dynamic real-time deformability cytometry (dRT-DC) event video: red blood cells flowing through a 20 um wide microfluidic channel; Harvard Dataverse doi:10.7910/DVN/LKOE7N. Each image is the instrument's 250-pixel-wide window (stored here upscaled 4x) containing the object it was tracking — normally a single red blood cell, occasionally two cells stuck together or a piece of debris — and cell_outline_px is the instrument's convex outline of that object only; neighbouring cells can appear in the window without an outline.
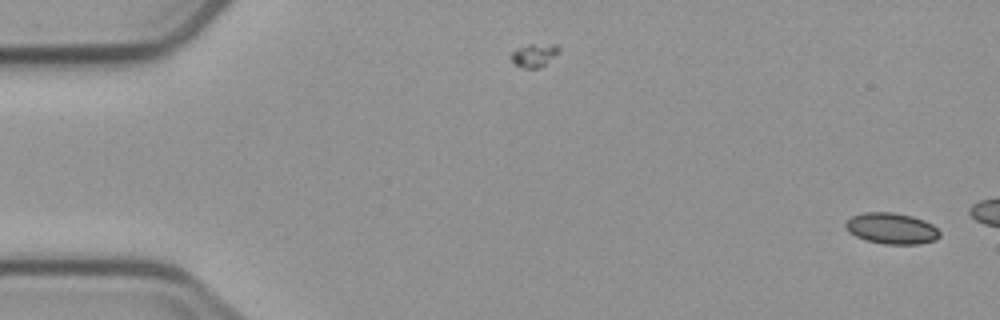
{"species": "common noctule bat (a hibernating species)", "species_latin": "Nyctalus noctula", "temperature_condition": "cold", "stored_images_in_passage": 2, "camera_frame_rate_fps": 3000, "um_per_image_px": 0.085, "animal": {"sex": "male", "body_mass_g": 23.1, "forearm_length_mm": 52.7}, "frame": {"image": 1, "passage_image": 2, "time_ms": 1.0, "image_size_px": [1000, 320], "cell_outline_px": [[940, 236], [936, 240], [920, 244], [884, 244], [864, 240], [848, 232], [844, 228], [844, 224], [852, 216], [864, 212], [892, 212], [912, 216], [924, 220], [932, 224], [940, 232]], "centroid_in_image_um": [75.77, 19.42], "position_along_channel_um": 9.2, "area_um2": 17.22}}